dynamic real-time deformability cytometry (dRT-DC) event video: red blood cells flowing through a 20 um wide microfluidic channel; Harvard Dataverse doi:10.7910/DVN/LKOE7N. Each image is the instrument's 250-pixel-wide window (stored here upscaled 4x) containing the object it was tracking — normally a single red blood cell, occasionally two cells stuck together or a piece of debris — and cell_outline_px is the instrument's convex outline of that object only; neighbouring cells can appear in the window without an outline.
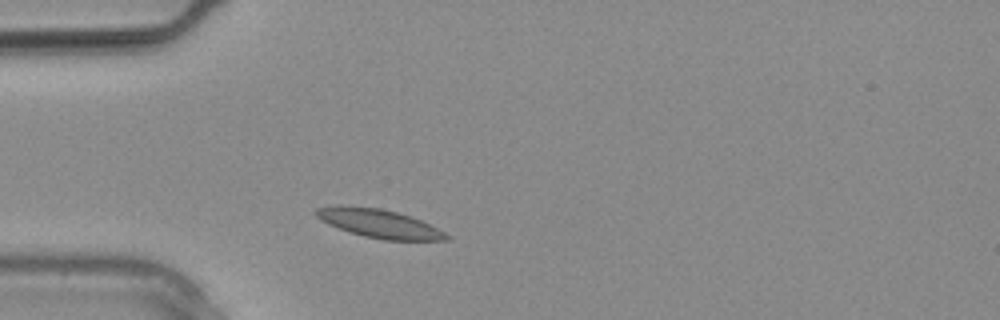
{"species": "common noctule bat (a hibernating species)", "species_latin": "Nyctalus noctula", "temperature_condition": "warm", "stored_images_in_passage": 5, "camera_frame_rate_fps": 3000, "um_per_image_px": 0.085, "animal": {"sex": "male", "body_mass_g": 20.4}, "frame": {"image": 1, "passage_image": 1, "time_ms": 0.0, "image_size_px": [1000, 320], "cell_outline_px": [[452, 236], [448, 240], [384, 240], [364, 236], [340, 228], [316, 216], [316, 208], [340, 204], [380, 208], [396, 212], [420, 220]], "centroid_in_image_um": [32.25, 18.99], "position_along_channel_um": 52.7, "area_um2": 21.27}}